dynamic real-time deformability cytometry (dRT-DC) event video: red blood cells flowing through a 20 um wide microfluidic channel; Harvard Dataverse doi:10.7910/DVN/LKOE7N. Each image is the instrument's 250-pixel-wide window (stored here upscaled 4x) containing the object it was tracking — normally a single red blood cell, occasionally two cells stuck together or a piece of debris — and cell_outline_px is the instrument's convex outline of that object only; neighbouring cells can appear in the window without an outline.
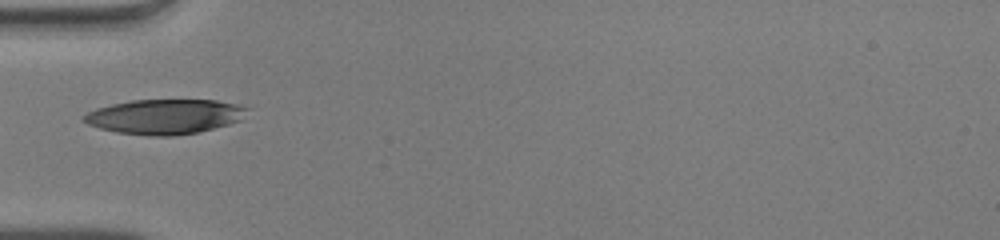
{"species": "human", "species_latin": "Homo sapiens", "temperature_condition": "warm", "stored_images_in_passage": 34, "camera_frame_rate_fps": 3000, "um_per_image_px": 0.085, "donor": {"sex": "male"}, "frame": {"image": 1, "passage_image": 1, "time_ms": 0.0, "image_size_px": [1000, 240], "cell_outline_px": [[248, 108], [240, 120], [228, 124], [196, 132], [172, 136], [148, 136], [116, 132], [100, 128], [88, 124], [80, 120], [80, 116], [96, 108], [112, 104], [132, 100], [216, 100], [236, 104]], "centroid_in_image_um": [13.93, 9.91], "position_along_channel_um": 71.1, "area_um2": 33.0}}
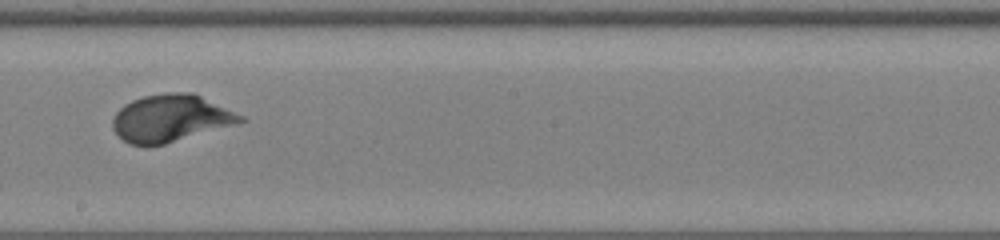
{"frame": {"image": 2, "passage_image": 13, "time_ms": 4.0, "image_size_px": [1000, 240], "cell_outline_px": [[248, 120], [164, 144], [128, 144], [112, 128], [112, 120], [116, 112], [124, 104], [132, 100], [144, 96], [168, 92], [192, 92], [244, 116]], "centroid_in_image_um": [14.49, 10.03], "position_along_channel_um": 233.7, "area_um2": 34.56}}
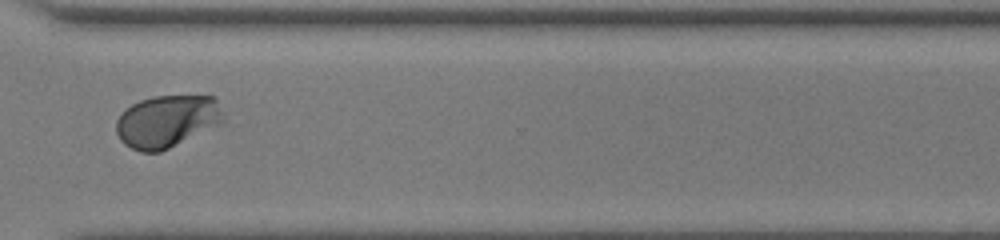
{"frame": {"image": 3, "passage_image": 22, "time_ms": 7.0, "image_size_px": [1000, 240], "cell_outline_px": [[224, 124], [160, 152], [140, 152], [124, 144], [120, 140], [116, 132], [116, 120], [132, 104], [140, 100], [152, 96], [212, 96], [216, 100], [224, 112]], "centroid_in_image_um": [14.24, 10.32], "position_along_channel_um": 356.4, "area_um2": 33.0}, "authors_computed_cell_mechanics": {"area_um2": 33.6685, "velocity_mm_per_s": 4.0683, "shape_relaxation_time_tau1_ms": 4.5091, "shape_relaxation_time_tau2_ms": null, "deformation_change_tau1": 0.2328, "deformation_change_tau2": null}}